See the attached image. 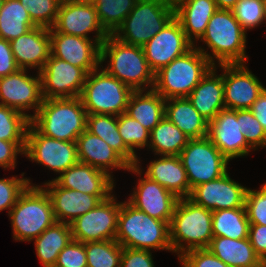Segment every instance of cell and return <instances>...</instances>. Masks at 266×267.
<instances>
[{
	"label": "cell",
	"mask_w": 266,
	"mask_h": 267,
	"mask_svg": "<svg viewBox=\"0 0 266 267\" xmlns=\"http://www.w3.org/2000/svg\"><path fill=\"white\" fill-rule=\"evenodd\" d=\"M115 240L122 247L172 251L169 223L152 218L128 201L121 202Z\"/></svg>",
	"instance_id": "obj_1"
},
{
	"label": "cell",
	"mask_w": 266,
	"mask_h": 267,
	"mask_svg": "<svg viewBox=\"0 0 266 267\" xmlns=\"http://www.w3.org/2000/svg\"><path fill=\"white\" fill-rule=\"evenodd\" d=\"M108 57L110 61L104 70L109 75L134 91L153 89L155 73L150 69L142 47L123 43L110 34L100 45V64Z\"/></svg>",
	"instance_id": "obj_2"
},
{
	"label": "cell",
	"mask_w": 266,
	"mask_h": 267,
	"mask_svg": "<svg viewBox=\"0 0 266 267\" xmlns=\"http://www.w3.org/2000/svg\"><path fill=\"white\" fill-rule=\"evenodd\" d=\"M246 32L234 18L231 10H220L212 15L207 28L200 38L212 50V55L198 47L207 59L215 66L221 64H246ZM215 57V59H214Z\"/></svg>",
	"instance_id": "obj_3"
},
{
	"label": "cell",
	"mask_w": 266,
	"mask_h": 267,
	"mask_svg": "<svg viewBox=\"0 0 266 267\" xmlns=\"http://www.w3.org/2000/svg\"><path fill=\"white\" fill-rule=\"evenodd\" d=\"M169 230L172 252L177 253L178 257L193 249L208 248L213 238L212 211L188 198H180L174 208Z\"/></svg>",
	"instance_id": "obj_4"
},
{
	"label": "cell",
	"mask_w": 266,
	"mask_h": 267,
	"mask_svg": "<svg viewBox=\"0 0 266 267\" xmlns=\"http://www.w3.org/2000/svg\"><path fill=\"white\" fill-rule=\"evenodd\" d=\"M30 123L44 136L76 142L86 130L87 112L80 97L44 99Z\"/></svg>",
	"instance_id": "obj_5"
},
{
	"label": "cell",
	"mask_w": 266,
	"mask_h": 267,
	"mask_svg": "<svg viewBox=\"0 0 266 267\" xmlns=\"http://www.w3.org/2000/svg\"><path fill=\"white\" fill-rule=\"evenodd\" d=\"M213 66L194 45L154 74L153 90L165 100L188 97Z\"/></svg>",
	"instance_id": "obj_6"
},
{
	"label": "cell",
	"mask_w": 266,
	"mask_h": 267,
	"mask_svg": "<svg viewBox=\"0 0 266 267\" xmlns=\"http://www.w3.org/2000/svg\"><path fill=\"white\" fill-rule=\"evenodd\" d=\"M8 215L16 241L32 242L56 222L50 197L39 185H28Z\"/></svg>",
	"instance_id": "obj_7"
},
{
	"label": "cell",
	"mask_w": 266,
	"mask_h": 267,
	"mask_svg": "<svg viewBox=\"0 0 266 267\" xmlns=\"http://www.w3.org/2000/svg\"><path fill=\"white\" fill-rule=\"evenodd\" d=\"M173 17L174 5L165 0H137L112 35L123 43L143 47Z\"/></svg>",
	"instance_id": "obj_8"
},
{
	"label": "cell",
	"mask_w": 266,
	"mask_h": 267,
	"mask_svg": "<svg viewBox=\"0 0 266 267\" xmlns=\"http://www.w3.org/2000/svg\"><path fill=\"white\" fill-rule=\"evenodd\" d=\"M91 71L86 78L80 98L87 114L119 116L126 112L134 90L109 75L104 69Z\"/></svg>",
	"instance_id": "obj_9"
},
{
	"label": "cell",
	"mask_w": 266,
	"mask_h": 267,
	"mask_svg": "<svg viewBox=\"0 0 266 267\" xmlns=\"http://www.w3.org/2000/svg\"><path fill=\"white\" fill-rule=\"evenodd\" d=\"M178 156L186 170L190 192L195 186L227 173L229 160L208 137L190 139Z\"/></svg>",
	"instance_id": "obj_10"
},
{
	"label": "cell",
	"mask_w": 266,
	"mask_h": 267,
	"mask_svg": "<svg viewBox=\"0 0 266 267\" xmlns=\"http://www.w3.org/2000/svg\"><path fill=\"white\" fill-rule=\"evenodd\" d=\"M24 155L60 175L79 162L76 142L44 136L31 123L27 129Z\"/></svg>",
	"instance_id": "obj_11"
},
{
	"label": "cell",
	"mask_w": 266,
	"mask_h": 267,
	"mask_svg": "<svg viewBox=\"0 0 266 267\" xmlns=\"http://www.w3.org/2000/svg\"><path fill=\"white\" fill-rule=\"evenodd\" d=\"M121 202L114 194L70 223L73 240L82 243L115 240Z\"/></svg>",
	"instance_id": "obj_12"
},
{
	"label": "cell",
	"mask_w": 266,
	"mask_h": 267,
	"mask_svg": "<svg viewBox=\"0 0 266 267\" xmlns=\"http://www.w3.org/2000/svg\"><path fill=\"white\" fill-rule=\"evenodd\" d=\"M44 99L80 97L88 73L52 55L39 72Z\"/></svg>",
	"instance_id": "obj_13"
},
{
	"label": "cell",
	"mask_w": 266,
	"mask_h": 267,
	"mask_svg": "<svg viewBox=\"0 0 266 267\" xmlns=\"http://www.w3.org/2000/svg\"><path fill=\"white\" fill-rule=\"evenodd\" d=\"M27 69H19L10 75L0 77V105L10 107L30 120L35 116L43 103L41 77L26 74ZM26 109H35L34 114L25 113ZM25 111V112H24Z\"/></svg>",
	"instance_id": "obj_14"
},
{
	"label": "cell",
	"mask_w": 266,
	"mask_h": 267,
	"mask_svg": "<svg viewBox=\"0 0 266 267\" xmlns=\"http://www.w3.org/2000/svg\"><path fill=\"white\" fill-rule=\"evenodd\" d=\"M194 47L179 21L173 17L164 28L142 48L150 69L156 73Z\"/></svg>",
	"instance_id": "obj_15"
},
{
	"label": "cell",
	"mask_w": 266,
	"mask_h": 267,
	"mask_svg": "<svg viewBox=\"0 0 266 267\" xmlns=\"http://www.w3.org/2000/svg\"><path fill=\"white\" fill-rule=\"evenodd\" d=\"M224 85L225 108L232 110L250 109L265 90L259 79L245 64H221Z\"/></svg>",
	"instance_id": "obj_16"
},
{
	"label": "cell",
	"mask_w": 266,
	"mask_h": 267,
	"mask_svg": "<svg viewBox=\"0 0 266 267\" xmlns=\"http://www.w3.org/2000/svg\"><path fill=\"white\" fill-rule=\"evenodd\" d=\"M246 192L247 188L232 180L227 172L192 188L188 199L211 211L234 209L245 207Z\"/></svg>",
	"instance_id": "obj_17"
},
{
	"label": "cell",
	"mask_w": 266,
	"mask_h": 267,
	"mask_svg": "<svg viewBox=\"0 0 266 267\" xmlns=\"http://www.w3.org/2000/svg\"><path fill=\"white\" fill-rule=\"evenodd\" d=\"M51 55L84 69L88 74L101 67L100 45L91 39L49 29Z\"/></svg>",
	"instance_id": "obj_18"
},
{
	"label": "cell",
	"mask_w": 266,
	"mask_h": 267,
	"mask_svg": "<svg viewBox=\"0 0 266 267\" xmlns=\"http://www.w3.org/2000/svg\"><path fill=\"white\" fill-rule=\"evenodd\" d=\"M52 28L63 34L87 39H91L88 33L96 31L94 40L99 45L110 35L101 25L94 5L73 4L65 0L60 3Z\"/></svg>",
	"instance_id": "obj_19"
},
{
	"label": "cell",
	"mask_w": 266,
	"mask_h": 267,
	"mask_svg": "<svg viewBox=\"0 0 266 267\" xmlns=\"http://www.w3.org/2000/svg\"><path fill=\"white\" fill-rule=\"evenodd\" d=\"M239 129L237 110L224 108L209 122L207 137L229 161L253 149Z\"/></svg>",
	"instance_id": "obj_20"
},
{
	"label": "cell",
	"mask_w": 266,
	"mask_h": 267,
	"mask_svg": "<svg viewBox=\"0 0 266 267\" xmlns=\"http://www.w3.org/2000/svg\"><path fill=\"white\" fill-rule=\"evenodd\" d=\"M57 222L70 224L77 217L95 208L111 195H90L81 191L61 187L54 179L44 183Z\"/></svg>",
	"instance_id": "obj_21"
},
{
	"label": "cell",
	"mask_w": 266,
	"mask_h": 267,
	"mask_svg": "<svg viewBox=\"0 0 266 267\" xmlns=\"http://www.w3.org/2000/svg\"><path fill=\"white\" fill-rule=\"evenodd\" d=\"M77 156L80 163L88 164L92 167L109 173V170L124 169L142 175L139 160L136 166H130L114 149H112L99 136L91 134L85 130L77 140Z\"/></svg>",
	"instance_id": "obj_22"
},
{
	"label": "cell",
	"mask_w": 266,
	"mask_h": 267,
	"mask_svg": "<svg viewBox=\"0 0 266 267\" xmlns=\"http://www.w3.org/2000/svg\"><path fill=\"white\" fill-rule=\"evenodd\" d=\"M178 199L156 181L143 176L139 179L137 187H135L128 202L152 218L170 224Z\"/></svg>",
	"instance_id": "obj_23"
},
{
	"label": "cell",
	"mask_w": 266,
	"mask_h": 267,
	"mask_svg": "<svg viewBox=\"0 0 266 267\" xmlns=\"http://www.w3.org/2000/svg\"><path fill=\"white\" fill-rule=\"evenodd\" d=\"M10 46L20 69L36 68L40 72L51 55L49 29L33 27L11 40Z\"/></svg>",
	"instance_id": "obj_24"
},
{
	"label": "cell",
	"mask_w": 266,
	"mask_h": 267,
	"mask_svg": "<svg viewBox=\"0 0 266 267\" xmlns=\"http://www.w3.org/2000/svg\"><path fill=\"white\" fill-rule=\"evenodd\" d=\"M112 177L101 169L78 162L54 180L66 189L90 195H111L115 186Z\"/></svg>",
	"instance_id": "obj_25"
},
{
	"label": "cell",
	"mask_w": 266,
	"mask_h": 267,
	"mask_svg": "<svg viewBox=\"0 0 266 267\" xmlns=\"http://www.w3.org/2000/svg\"><path fill=\"white\" fill-rule=\"evenodd\" d=\"M213 66L187 97L193 107L208 121L225 108L222 74Z\"/></svg>",
	"instance_id": "obj_26"
},
{
	"label": "cell",
	"mask_w": 266,
	"mask_h": 267,
	"mask_svg": "<svg viewBox=\"0 0 266 267\" xmlns=\"http://www.w3.org/2000/svg\"><path fill=\"white\" fill-rule=\"evenodd\" d=\"M216 11L214 0H179L174 4V17L193 44L203 36L209 20Z\"/></svg>",
	"instance_id": "obj_27"
},
{
	"label": "cell",
	"mask_w": 266,
	"mask_h": 267,
	"mask_svg": "<svg viewBox=\"0 0 266 267\" xmlns=\"http://www.w3.org/2000/svg\"><path fill=\"white\" fill-rule=\"evenodd\" d=\"M144 174L179 199L188 198L190 195L186 170L179 156H162L158 160L151 161Z\"/></svg>",
	"instance_id": "obj_28"
},
{
	"label": "cell",
	"mask_w": 266,
	"mask_h": 267,
	"mask_svg": "<svg viewBox=\"0 0 266 267\" xmlns=\"http://www.w3.org/2000/svg\"><path fill=\"white\" fill-rule=\"evenodd\" d=\"M164 116L190 139L208 136L209 122L193 107L187 97L165 100Z\"/></svg>",
	"instance_id": "obj_29"
},
{
	"label": "cell",
	"mask_w": 266,
	"mask_h": 267,
	"mask_svg": "<svg viewBox=\"0 0 266 267\" xmlns=\"http://www.w3.org/2000/svg\"><path fill=\"white\" fill-rule=\"evenodd\" d=\"M208 249L229 267H266L256 255L249 238L213 237Z\"/></svg>",
	"instance_id": "obj_30"
},
{
	"label": "cell",
	"mask_w": 266,
	"mask_h": 267,
	"mask_svg": "<svg viewBox=\"0 0 266 267\" xmlns=\"http://www.w3.org/2000/svg\"><path fill=\"white\" fill-rule=\"evenodd\" d=\"M143 92L131 94L125 113L151 131L164 117L165 99L153 89Z\"/></svg>",
	"instance_id": "obj_31"
},
{
	"label": "cell",
	"mask_w": 266,
	"mask_h": 267,
	"mask_svg": "<svg viewBox=\"0 0 266 267\" xmlns=\"http://www.w3.org/2000/svg\"><path fill=\"white\" fill-rule=\"evenodd\" d=\"M86 130L99 136L114 149L130 166H136L138 157L123 142L118 130V116L87 114Z\"/></svg>",
	"instance_id": "obj_32"
},
{
	"label": "cell",
	"mask_w": 266,
	"mask_h": 267,
	"mask_svg": "<svg viewBox=\"0 0 266 267\" xmlns=\"http://www.w3.org/2000/svg\"><path fill=\"white\" fill-rule=\"evenodd\" d=\"M34 240L36 254L43 267H54L59 253L73 240L71 226L56 221Z\"/></svg>",
	"instance_id": "obj_33"
},
{
	"label": "cell",
	"mask_w": 266,
	"mask_h": 267,
	"mask_svg": "<svg viewBox=\"0 0 266 267\" xmlns=\"http://www.w3.org/2000/svg\"><path fill=\"white\" fill-rule=\"evenodd\" d=\"M190 138L165 116L150 131L148 147L160 156H178Z\"/></svg>",
	"instance_id": "obj_34"
},
{
	"label": "cell",
	"mask_w": 266,
	"mask_h": 267,
	"mask_svg": "<svg viewBox=\"0 0 266 267\" xmlns=\"http://www.w3.org/2000/svg\"><path fill=\"white\" fill-rule=\"evenodd\" d=\"M249 228L245 207L212 211L213 237L248 238Z\"/></svg>",
	"instance_id": "obj_35"
},
{
	"label": "cell",
	"mask_w": 266,
	"mask_h": 267,
	"mask_svg": "<svg viewBox=\"0 0 266 267\" xmlns=\"http://www.w3.org/2000/svg\"><path fill=\"white\" fill-rule=\"evenodd\" d=\"M36 25L19 0H4L0 10V38L11 41Z\"/></svg>",
	"instance_id": "obj_36"
},
{
	"label": "cell",
	"mask_w": 266,
	"mask_h": 267,
	"mask_svg": "<svg viewBox=\"0 0 266 267\" xmlns=\"http://www.w3.org/2000/svg\"><path fill=\"white\" fill-rule=\"evenodd\" d=\"M137 0H97L94 4L103 28L113 34L134 8Z\"/></svg>",
	"instance_id": "obj_37"
},
{
	"label": "cell",
	"mask_w": 266,
	"mask_h": 267,
	"mask_svg": "<svg viewBox=\"0 0 266 267\" xmlns=\"http://www.w3.org/2000/svg\"><path fill=\"white\" fill-rule=\"evenodd\" d=\"M87 267H120L122 246L116 240L84 243Z\"/></svg>",
	"instance_id": "obj_38"
},
{
	"label": "cell",
	"mask_w": 266,
	"mask_h": 267,
	"mask_svg": "<svg viewBox=\"0 0 266 267\" xmlns=\"http://www.w3.org/2000/svg\"><path fill=\"white\" fill-rule=\"evenodd\" d=\"M30 119L5 105H0V140L26 142Z\"/></svg>",
	"instance_id": "obj_39"
},
{
	"label": "cell",
	"mask_w": 266,
	"mask_h": 267,
	"mask_svg": "<svg viewBox=\"0 0 266 267\" xmlns=\"http://www.w3.org/2000/svg\"><path fill=\"white\" fill-rule=\"evenodd\" d=\"M118 130L124 144L134 153L135 148L148 147L150 131L142 126L140 122L126 113L118 116Z\"/></svg>",
	"instance_id": "obj_40"
},
{
	"label": "cell",
	"mask_w": 266,
	"mask_h": 267,
	"mask_svg": "<svg viewBox=\"0 0 266 267\" xmlns=\"http://www.w3.org/2000/svg\"><path fill=\"white\" fill-rule=\"evenodd\" d=\"M36 26L52 28L62 0H19Z\"/></svg>",
	"instance_id": "obj_41"
},
{
	"label": "cell",
	"mask_w": 266,
	"mask_h": 267,
	"mask_svg": "<svg viewBox=\"0 0 266 267\" xmlns=\"http://www.w3.org/2000/svg\"><path fill=\"white\" fill-rule=\"evenodd\" d=\"M231 11L245 32L266 20L263 0H238Z\"/></svg>",
	"instance_id": "obj_42"
},
{
	"label": "cell",
	"mask_w": 266,
	"mask_h": 267,
	"mask_svg": "<svg viewBox=\"0 0 266 267\" xmlns=\"http://www.w3.org/2000/svg\"><path fill=\"white\" fill-rule=\"evenodd\" d=\"M237 121H239V130L254 150L258 146L266 147V131L250 109L237 110Z\"/></svg>",
	"instance_id": "obj_43"
},
{
	"label": "cell",
	"mask_w": 266,
	"mask_h": 267,
	"mask_svg": "<svg viewBox=\"0 0 266 267\" xmlns=\"http://www.w3.org/2000/svg\"><path fill=\"white\" fill-rule=\"evenodd\" d=\"M245 208L250 224L266 226V183L257 191L247 189Z\"/></svg>",
	"instance_id": "obj_44"
},
{
	"label": "cell",
	"mask_w": 266,
	"mask_h": 267,
	"mask_svg": "<svg viewBox=\"0 0 266 267\" xmlns=\"http://www.w3.org/2000/svg\"><path fill=\"white\" fill-rule=\"evenodd\" d=\"M31 185L28 178L11 177L0 179V211L8 210V213L16 204L19 195Z\"/></svg>",
	"instance_id": "obj_45"
},
{
	"label": "cell",
	"mask_w": 266,
	"mask_h": 267,
	"mask_svg": "<svg viewBox=\"0 0 266 267\" xmlns=\"http://www.w3.org/2000/svg\"><path fill=\"white\" fill-rule=\"evenodd\" d=\"M54 267H87L84 243L72 240L59 253Z\"/></svg>",
	"instance_id": "obj_46"
},
{
	"label": "cell",
	"mask_w": 266,
	"mask_h": 267,
	"mask_svg": "<svg viewBox=\"0 0 266 267\" xmlns=\"http://www.w3.org/2000/svg\"><path fill=\"white\" fill-rule=\"evenodd\" d=\"M179 260L183 267H229L208 248L187 251Z\"/></svg>",
	"instance_id": "obj_47"
},
{
	"label": "cell",
	"mask_w": 266,
	"mask_h": 267,
	"mask_svg": "<svg viewBox=\"0 0 266 267\" xmlns=\"http://www.w3.org/2000/svg\"><path fill=\"white\" fill-rule=\"evenodd\" d=\"M120 267H154L152 253L149 250L123 247Z\"/></svg>",
	"instance_id": "obj_48"
},
{
	"label": "cell",
	"mask_w": 266,
	"mask_h": 267,
	"mask_svg": "<svg viewBox=\"0 0 266 267\" xmlns=\"http://www.w3.org/2000/svg\"><path fill=\"white\" fill-rule=\"evenodd\" d=\"M26 142L0 140V166L4 169L15 168L17 154H24Z\"/></svg>",
	"instance_id": "obj_49"
},
{
	"label": "cell",
	"mask_w": 266,
	"mask_h": 267,
	"mask_svg": "<svg viewBox=\"0 0 266 267\" xmlns=\"http://www.w3.org/2000/svg\"><path fill=\"white\" fill-rule=\"evenodd\" d=\"M248 238L256 255L266 265V226L250 224Z\"/></svg>",
	"instance_id": "obj_50"
},
{
	"label": "cell",
	"mask_w": 266,
	"mask_h": 267,
	"mask_svg": "<svg viewBox=\"0 0 266 267\" xmlns=\"http://www.w3.org/2000/svg\"><path fill=\"white\" fill-rule=\"evenodd\" d=\"M19 69L11 50L10 42L0 38V77L10 75Z\"/></svg>",
	"instance_id": "obj_51"
},
{
	"label": "cell",
	"mask_w": 266,
	"mask_h": 267,
	"mask_svg": "<svg viewBox=\"0 0 266 267\" xmlns=\"http://www.w3.org/2000/svg\"><path fill=\"white\" fill-rule=\"evenodd\" d=\"M250 111L266 131V88L252 104Z\"/></svg>",
	"instance_id": "obj_52"
},
{
	"label": "cell",
	"mask_w": 266,
	"mask_h": 267,
	"mask_svg": "<svg viewBox=\"0 0 266 267\" xmlns=\"http://www.w3.org/2000/svg\"><path fill=\"white\" fill-rule=\"evenodd\" d=\"M217 9L220 10H232L238 0H214Z\"/></svg>",
	"instance_id": "obj_53"
},
{
	"label": "cell",
	"mask_w": 266,
	"mask_h": 267,
	"mask_svg": "<svg viewBox=\"0 0 266 267\" xmlns=\"http://www.w3.org/2000/svg\"><path fill=\"white\" fill-rule=\"evenodd\" d=\"M73 4L94 5L97 0H65Z\"/></svg>",
	"instance_id": "obj_54"
},
{
	"label": "cell",
	"mask_w": 266,
	"mask_h": 267,
	"mask_svg": "<svg viewBox=\"0 0 266 267\" xmlns=\"http://www.w3.org/2000/svg\"><path fill=\"white\" fill-rule=\"evenodd\" d=\"M165 1H167V2H169V3H171V4H175V3H177L179 0H165Z\"/></svg>",
	"instance_id": "obj_55"
},
{
	"label": "cell",
	"mask_w": 266,
	"mask_h": 267,
	"mask_svg": "<svg viewBox=\"0 0 266 267\" xmlns=\"http://www.w3.org/2000/svg\"><path fill=\"white\" fill-rule=\"evenodd\" d=\"M263 5H264L265 13H266V0H263Z\"/></svg>",
	"instance_id": "obj_56"
},
{
	"label": "cell",
	"mask_w": 266,
	"mask_h": 267,
	"mask_svg": "<svg viewBox=\"0 0 266 267\" xmlns=\"http://www.w3.org/2000/svg\"><path fill=\"white\" fill-rule=\"evenodd\" d=\"M3 3H4V0H0V10L2 8Z\"/></svg>",
	"instance_id": "obj_57"
}]
</instances>
